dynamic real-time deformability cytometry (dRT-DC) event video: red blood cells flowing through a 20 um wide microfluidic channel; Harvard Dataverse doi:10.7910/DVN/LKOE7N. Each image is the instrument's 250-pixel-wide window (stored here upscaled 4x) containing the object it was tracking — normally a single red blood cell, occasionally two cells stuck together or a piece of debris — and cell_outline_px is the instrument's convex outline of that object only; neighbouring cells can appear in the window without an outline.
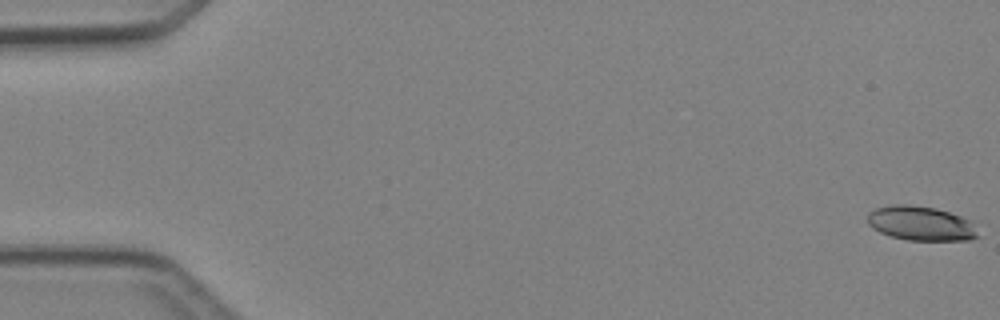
{"species": "Egyptian fruit bat (a non-hibernating species)", "species_latin": "Rousettus aegyptiacus", "temperature_condition": "cold", "stored_images_in_passage": 6, "camera_frame_rate_fps": 3000, "um_per_image_px": 0.085, "animal": {"sex": "female"}, "frame": {"image": 1, "passage_image": 1, "time_ms": 0.0, "image_size_px": [1000, 320], "cell_outline_px": [[980, 236], [968, 240], [908, 240], [892, 236], [880, 232], [872, 228], [868, 224], [868, 212], [876, 208], [892, 204], [908, 204], [936, 208], [960, 216], [968, 220]], "centroid_in_image_um": [78.23, 18.98], "position_along_channel_um": 6.8, "area_um2": 21.96}}
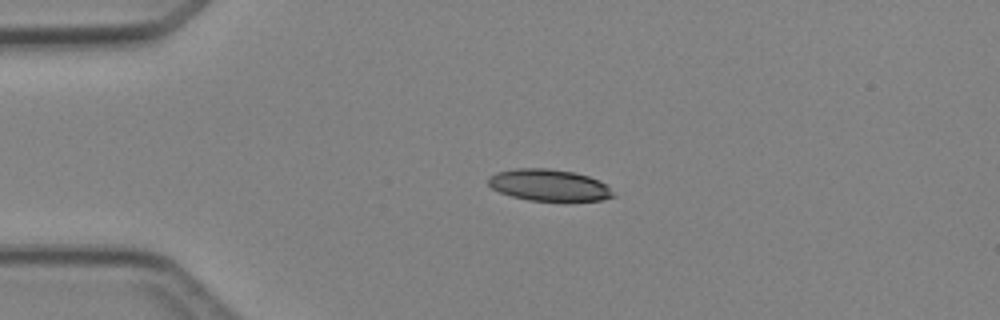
{"frame": {"image": 2, "passage_image": 4, "time_ms": 3.667, "image_size_px": [1000, 320], "cell_outline_px": [[616, 196], [604, 200], [528, 200], [512, 196], [500, 192], [492, 188], [488, 184], [488, 176], [496, 172], [516, 168], [548, 168], [572, 172], [588, 176], [604, 184]], "centroid_in_image_um": [46.61, 15.73], "position_along_channel_um": 38.4, "area_um2": 22.72}}
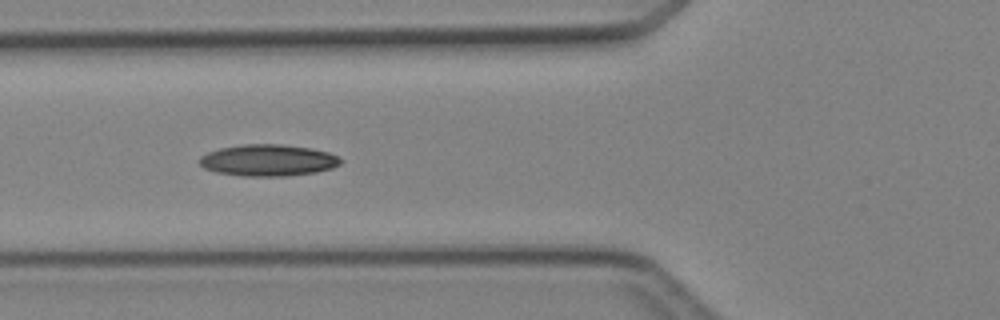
{"frame": {"image": 3, "passage_image": 6, "time_ms": 6.0, "image_size_px": [1000, 320], "cell_outline_px": [[344, 160], [340, 164], [332, 168], [316, 172], [288, 176], [240, 176], [216, 172], [204, 168], [200, 164], [200, 156], [208, 152], [220, 148], [240, 144], [280, 144], [312, 148], [328, 152]], "centroid_in_image_um": [22.79, 13.62], "position_along_channel_um": 103.0, "area_um2": 26.13}}